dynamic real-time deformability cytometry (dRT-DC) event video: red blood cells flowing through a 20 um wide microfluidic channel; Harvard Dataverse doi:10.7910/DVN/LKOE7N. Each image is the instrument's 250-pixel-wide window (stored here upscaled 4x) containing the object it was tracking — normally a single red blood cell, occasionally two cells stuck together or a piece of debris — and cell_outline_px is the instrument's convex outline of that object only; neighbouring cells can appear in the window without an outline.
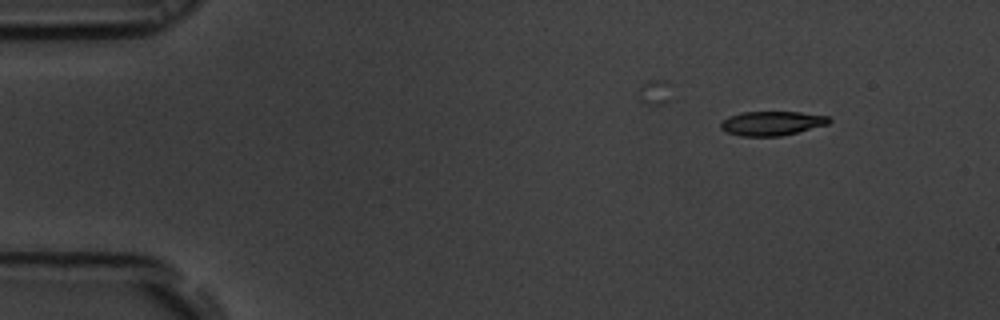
{"species": "common noctule bat (a hibernating species)", "species_latin": "Nyctalus noctula", "temperature_condition": "room temperature", "stored_images_in_passage": 31, "camera_frame_rate_fps": 3000, "um_per_image_px": 0.085, "animal": {"sex": "male", "body_mass_g": 19.5, "forearm_length_mm": 54.6}, "frame": {"image": 1, "passage_image": 1, "time_ms": 0.0, "image_size_px": [1000, 320], "cell_outline_px": [[832, 120], [828, 124], [780, 136], [740, 136], [728, 132], [720, 128], [720, 124], [728, 116], [740, 112], [800, 112], [828, 116]], "centroid_in_image_um": [65.59, 10.47], "position_along_channel_um": 19.4, "area_um2": 15.2}}
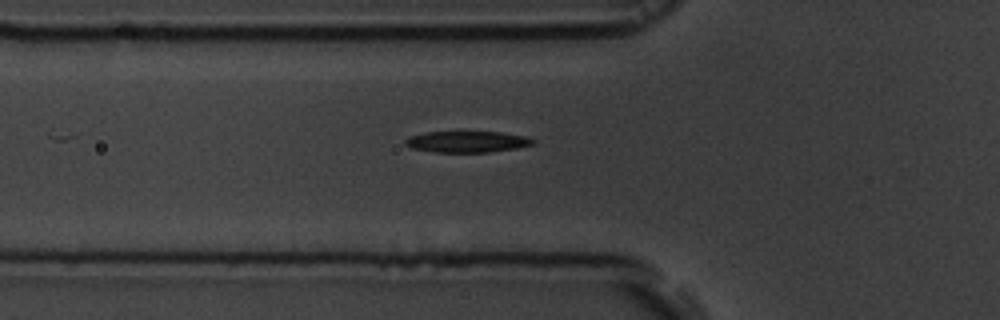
{"frame": {"image": 2, "passage_image": 14, "time_ms": 4.333, "image_size_px": [1000, 320], "cell_outline_px": [[536, 140], [532, 144], [516, 148], [488, 152], [436, 152], [412, 148], [404, 144], [404, 140], [408, 136], [424, 132], [500, 132], [528, 136]], "centroid_in_image_um": [39.68, 12.04], "position_along_channel_um": 86.1, "area_um2": 15.84}}
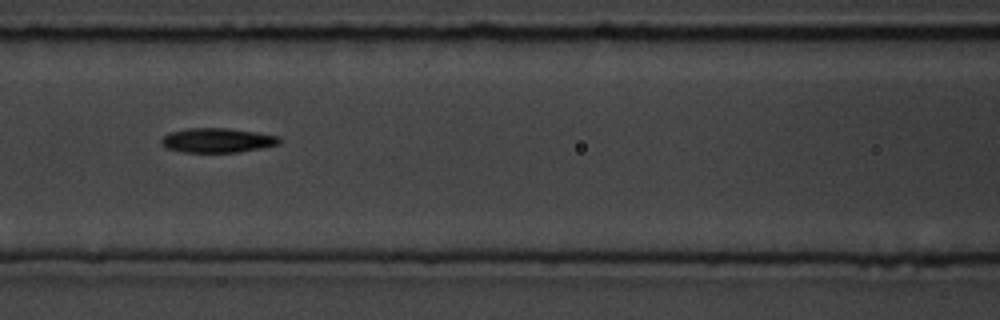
{"frame": {"image": 3, "passage_image": 19, "time_ms": 6.0, "image_size_px": [1000, 320], "cell_outline_px": [[280, 144], [240, 152], [184, 152], [168, 148], [160, 144], [160, 140], [168, 132], [188, 128], [228, 128], [256, 132], [276, 136], [280, 140]], "centroid_in_image_um": [18.43, 11.92], "position_along_channel_um": 148.2, "area_um2": 16.76}}